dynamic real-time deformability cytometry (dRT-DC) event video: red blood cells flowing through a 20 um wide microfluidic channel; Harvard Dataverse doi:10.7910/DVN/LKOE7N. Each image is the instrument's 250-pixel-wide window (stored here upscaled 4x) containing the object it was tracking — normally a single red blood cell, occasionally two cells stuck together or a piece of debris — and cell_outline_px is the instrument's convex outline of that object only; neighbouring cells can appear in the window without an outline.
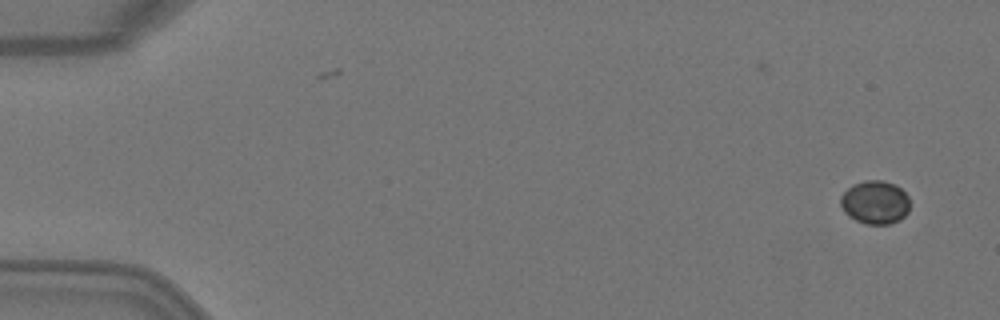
{"species": "Egyptian fruit bat (a non-hibernating species)", "species_latin": "Rousettus aegyptiacus", "temperature_condition": "warm", "stored_images_in_passage": 2, "camera_frame_rate_fps": 3000, "um_per_image_px": 0.085, "animal": {"sex": "female"}, "frame": {"image": 1, "passage_image": 2, "time_ms": 0.333, "image_size_px": [1000, 320], "cell_outline_px": [[908, 212], [900, 220], [888, 224], [864, 224], [848, 216], [844, 212], [840, 204], [840, 196], [852, 184], [864, 180], [884, 180], [896, 184], [908, 196]], "centroid_in_image_um": [74.36, 17.19], "position_along_channel_um": 10.6, "area_um2": 17.69}}